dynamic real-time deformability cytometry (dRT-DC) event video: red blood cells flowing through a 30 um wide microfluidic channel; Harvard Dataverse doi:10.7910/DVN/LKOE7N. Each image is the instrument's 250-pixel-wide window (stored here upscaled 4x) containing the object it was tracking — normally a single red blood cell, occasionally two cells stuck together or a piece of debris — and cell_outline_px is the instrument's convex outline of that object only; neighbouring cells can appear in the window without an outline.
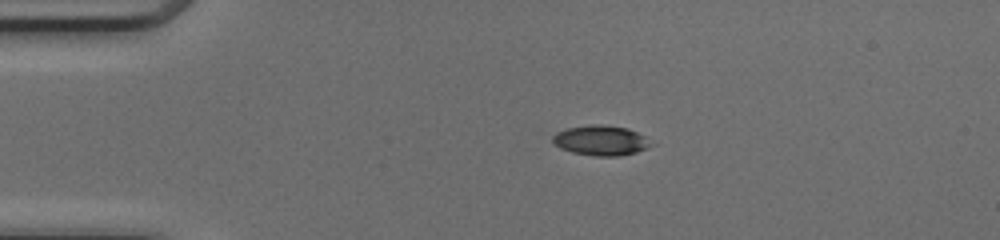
{"species": "common noctule bat (a hibernating species)", "species_latin": "Nyctalus noctula", "temperature_condition": "cold", "stored_images_in_passage": 40, "camera_frame_rate_fps": 3000, "um_per_image_px": 0.085, "animal": {"sex": "female", "body_mass_g": 17.0, "forearm_length_mm": 48.0}, "frame": {"image": 1, "passage_image": 1, "time_ms": 0.0, "image_size_px": [1000, 240], "cell_outline_px": [[656, 144], [648, 148], [636, 152], [620, 156], [596, 156], [572, 152], [560, 148], [552, 140], [552, 136], [556, 132], [564, 128], [592, 124], [600, 124], [628, 128], [644, 136]], "centroid_in_image_um": [51.09, 11.93], "position_along_channel_um": 33.9, "area_um2": 17.4}}
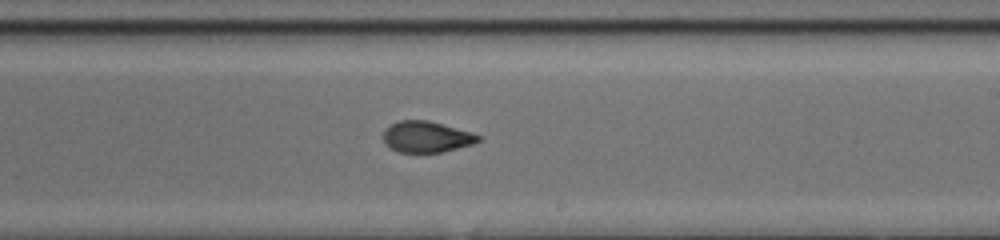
{"frame": {"image": 2, "passage_image": 20, "time_ms": 6.333, "image_size_px": [1000, 240], "cell_outline_px": [[480, 140], [472, 144], [440, 152], [400, 152], [384, 144], [384, 128], [400, 120], [428, 120], [472, 132], [480, 136]], "centroid_in_image_um": [36.23, 11.62], "position_along_channel_um": 252.8, "area_um2": 17.05}}
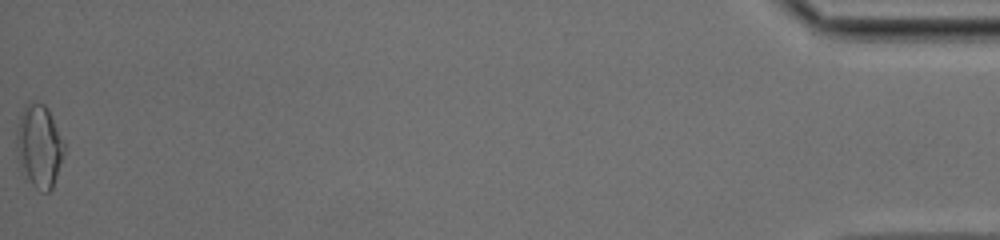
{"frame": {"image": 3, "passage_image": 40, "time_ms": 13.0, "image_size_px": [1000, 240], "cell_outline_px": [[64, 152], [52, 188], [48, 192], [40, 192], [24, 180], [20, 168], [16, 144], [16, 132], [20, 116], [24, 108], [32, 100], [36, 100], [44, 104], [48, 108], [64, 144]], "centroid_in_image_um": [3.3, 12.45], "position_along_channel_um": 431.9, "area_um2": 23.12}, "authors_computed_cell_mechanics": {"area_um2": 18.2648, "velocity_mm_per_s": 4.2088, "shape_relaxation_time_tau1_ms": 3.0732, "shape_relaxation_time_tau2_ms": 1.6694, "deformation_change_tau1": 0.161, "deformation_change_tau2": 0.0737}}